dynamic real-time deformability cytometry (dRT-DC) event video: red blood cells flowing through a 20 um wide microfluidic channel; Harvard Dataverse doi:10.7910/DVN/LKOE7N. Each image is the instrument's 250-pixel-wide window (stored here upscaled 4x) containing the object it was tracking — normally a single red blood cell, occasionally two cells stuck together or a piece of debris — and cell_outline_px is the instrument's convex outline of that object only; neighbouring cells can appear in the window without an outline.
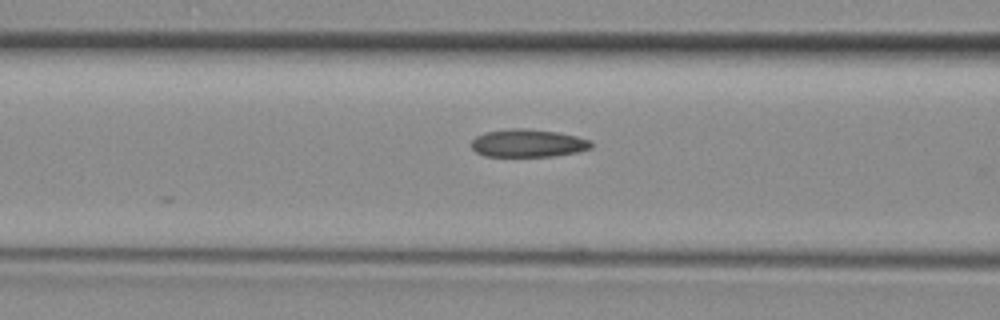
{"species": "common noctule bat (a hibernating species)", "species_latin": "Nyctalus noctula", "temperature_condition": "room temperature", "stored_images_in_passage": 6, "camera_frame_rate_fps": 3000, "um_per_image_px": 0.085, "animal": {"sex": "female", "body_mass_g": 29.2, "forearm_length_mm": 56.3}, "frame": {"image": 1, "passage_image": 6, "time_ms": 1.667, "image_size_px": [1000, 320], "cell_outline_px": [[592, 148], [576, 152], [552, 156], [484, 156], [476, 152], [472, 148], [472, 140], [476, 136], [484, 132], [512, 128], [524, 128], [556, 132], [576, 136], [592, 140]], "centroid_in_image_um": [44.87, 12.17], "position_along_channel_um": 121.7, "area_um2": 19.42}}